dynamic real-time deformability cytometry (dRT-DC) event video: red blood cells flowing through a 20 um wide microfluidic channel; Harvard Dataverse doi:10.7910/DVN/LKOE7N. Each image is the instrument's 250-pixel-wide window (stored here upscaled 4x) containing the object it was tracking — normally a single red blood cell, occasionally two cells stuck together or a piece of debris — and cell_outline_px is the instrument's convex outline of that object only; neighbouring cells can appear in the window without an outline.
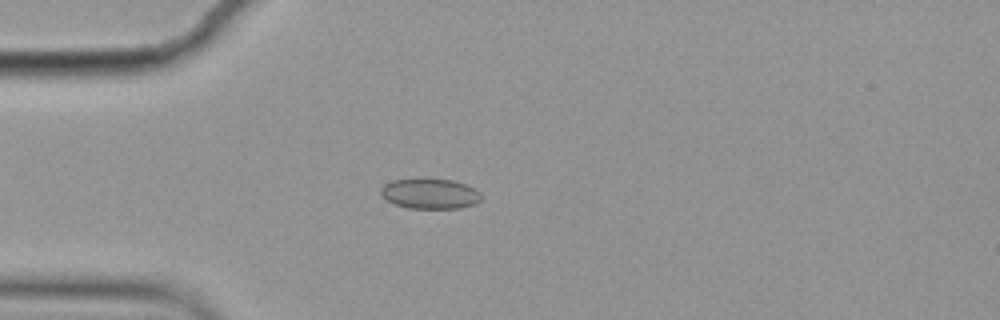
{"species": "common noctule bat (a hibernating species)", "species_latin": "Nyctalus noctula", "temperature_condition": "cold", "stored_images_in_passage": 11, "camera_frame_rate_fps": 3000, "um_per_image_px": 0.085, "animal": {"sex": "female", "body_mass_g": 19.9}, "frame": {"image": 1, "passage_image": 4, "time_ms": 1.0, "image_size_px": [1000, 320], "cell_outline_px": [[480, 200], [476, 204], [460, 208], [408, 208], [396, 204], [380, 196], [380, 188], [384, 184], [392, 180], [452, 180], [476, 188], [480, 192]], "centroid_in_image_um": [36.55, 16.48], "position_along_channel_um": 48.4, "area_um2": 17.46}}
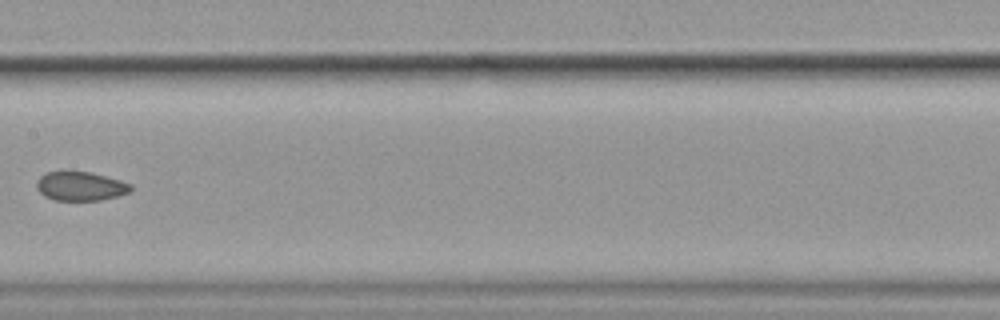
{"frame": {"image": 2, "passage_image": 8, "time_ms": 2.333, "image_size_px": [1000, 320], "cell_outline_px": [[132, 192], [100, 200], [52, 200], [44, 196], [36, 188], [36, 180], [40, 176], [48, 172], [92, 172], [120, 180], [132, 184]], "centroid_in_image_um": [6.85, 15.83], "position_along_channel_um": 200.6, "area_um2": 15.95}}
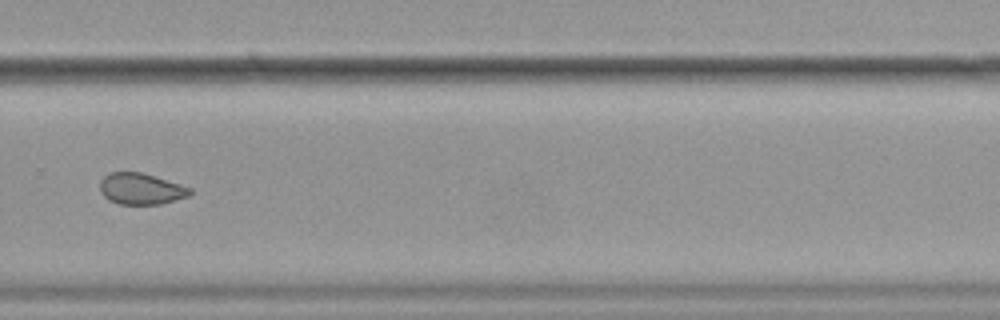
{"frame": {"image": 3, "passage_image": 11, "time_ms": 3.333, "image_size_px": [1000, 320], "cell_outline_px": [[192, 192], [188, 196], [160, 204], [120, 204], [108, 200], [100, 192], [100, 180], [104, 176], [112, 172], [140, 172], [180, 184], [192, 188]], "centroid_in_image_um": [11.96, 16.05], "position_along_channel_um": 317.8, "area_um2": 16.3}}